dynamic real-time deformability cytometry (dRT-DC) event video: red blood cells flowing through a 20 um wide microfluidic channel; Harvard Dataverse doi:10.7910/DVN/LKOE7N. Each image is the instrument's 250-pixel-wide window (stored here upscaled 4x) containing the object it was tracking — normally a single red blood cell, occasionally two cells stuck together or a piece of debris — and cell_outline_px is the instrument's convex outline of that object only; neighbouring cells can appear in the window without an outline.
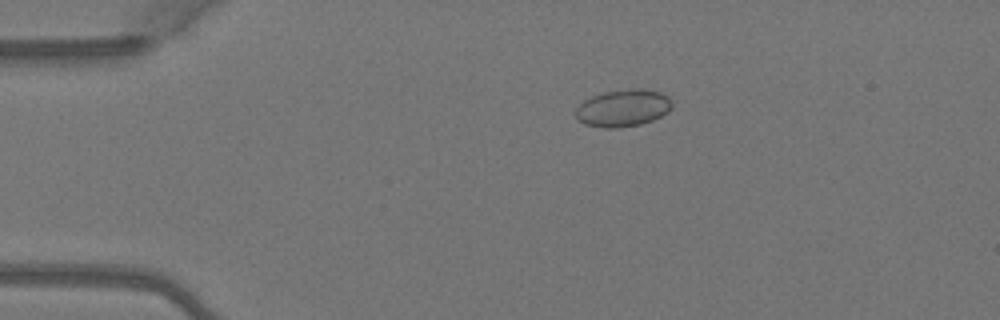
{"species": "Egyptian fruit bat (a non-hibernating species)", "species_latin": "Rousettus aegyptiacus", "temperature_condition": "warm", "stored_images_in_passage": 5, "camera_frame_rate_fps": 3000, "um_per_image_px": 0.085, "animal": {"sex": "female"}, "frame": {"image": 1, "passage_image": 4, "time_ms": 1.0, "image_size_px": [1000, 320], "cell_outline_px": [[672, 108], [668, 112], [652, 120], [640, 124], [620, 128], [604, 128], [584, 124], [576, 120], [576, 108], [584, 100], [592, 96], [604, 92], [628, 88], [640, 88], [660, 92], [668, 96], [672, 100]], "centroid_in_image_um": [52.96, 9.18], "position_along_channel_um": 32.0, "area_um2": 21.1}}